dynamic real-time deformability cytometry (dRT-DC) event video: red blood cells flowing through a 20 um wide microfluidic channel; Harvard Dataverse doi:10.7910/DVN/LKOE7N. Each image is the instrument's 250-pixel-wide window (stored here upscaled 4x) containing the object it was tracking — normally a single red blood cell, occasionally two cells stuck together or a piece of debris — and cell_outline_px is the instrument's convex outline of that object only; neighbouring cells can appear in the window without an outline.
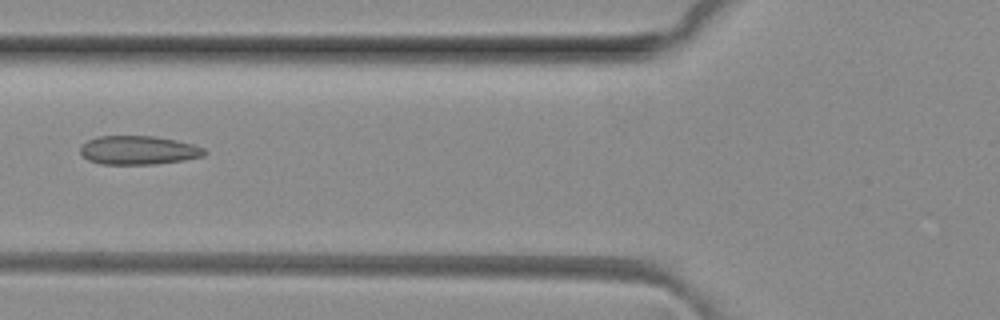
{"species": "common noctule bat (a hibernating species)", "species_latin": "Nyctalus noctula", "temperature_condition": "room temperature", "stored_images_in_passage": 5, "camera_frame_rate_fps": 3000, "um_per_image_px": 0.085, "animal": {"sex": "female", "body_mass_g": 29.2, "forearm_length_mm": 56.3}, "frame": {"image": 1, "passage_image": 5, "time_ms": 1.333, "image_size_px": [1000, 320], "cell_outline_px": [[208, 152], [204, 156], [184, 160], [156, 164], [100, 164], [88, 160], [80, 152], [80, 144], [88, 140], [100, 136], [152, 136], [176, 140], [192, 144], [204, 148]], "centroid_in_image_um": [11.77, 12.77], "position_along_channel_um": 114.0, "area_um2": 20.87}}